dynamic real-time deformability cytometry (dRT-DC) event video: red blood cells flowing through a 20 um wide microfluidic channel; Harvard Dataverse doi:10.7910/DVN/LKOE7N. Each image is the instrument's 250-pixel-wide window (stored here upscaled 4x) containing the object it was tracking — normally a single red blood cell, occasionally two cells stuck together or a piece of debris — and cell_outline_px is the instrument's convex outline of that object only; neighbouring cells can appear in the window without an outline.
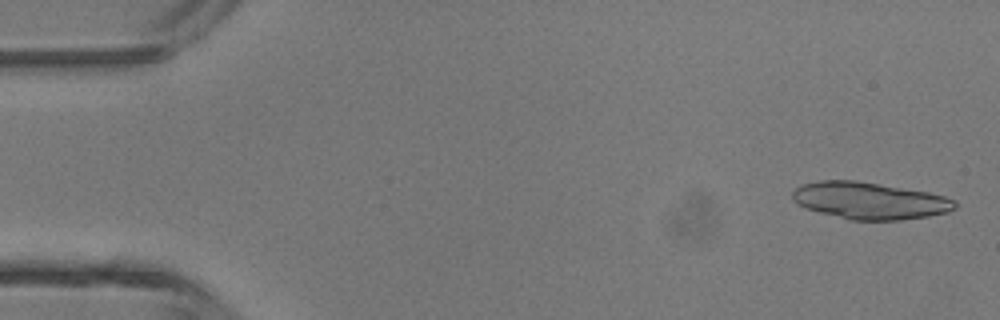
{"species": "common noctule bat (a hibernating species)", "species_latin": "Nyctalus noctula", "temperature_condition": "room temperature", "stored_images_in_passage": 4, "camera_frame_rate_fps": 3000, "um_per_image_px": 0.085, "animal": {"sex": "male", "body_mass_g": 13.3}, "frame": {"image": 1, "passage_image": 1, "time_ms": 0.0, "image_size_px": [1000, 320], "cell_outline_px": [[956, 208], [948, 212], [928, 216], [900, 220], [852, 220], [820, 212], [796, 204], [792, 200], [792, 192], [800, 184], [820, 180], [856, 180], [928, 192], [944, 196], [956, 200]], "centroid_in_image_um": [73.91, 17.05], "position_along_channel_um": 11.1, "area_um2": 34.97}}